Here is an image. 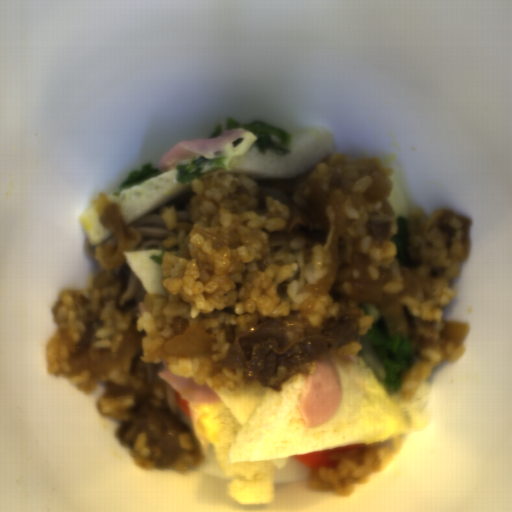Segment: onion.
<instances>
[{"label": "onion", "instance_id": "1", "mask_svg": "<svg viewBox=\"0 0 512 512\" xmlns=\"http://www.w3.org/2000/svg\"><path fill=\"white\" fill-rule=\"evenodd\" d=\"M144 336L143 330H138L135 323L125 330L123 343L115 352L105 348L72 351L69 358L71 369L63 373L64 378L71 379L82 371H88L89 378H99L120 370L141 352Z\"/></svg>", "mask_w": 512, "mask_h": 512}, {"label": "onion", "instance_id": "2", "mask_svg": "<svg viewBox=\"0 0 512 512\" xmlns=\"http://www.w3.org/2000/svg\"><path fill=\"white\" fill-rule=\"evenodd\" d=\"M350 293L352 301L359 304L374 306L383 315L387 333L408 336V319L406 317L399 296L388 295L383 283L376 281H355L351 284Z\"/></svg>", "mask_w": 512, "mask_h": 512}, {"label": "onion", "instance_id": "3", "mask_svg": "<svg viewBox=\"0 0 512 512\" xmlns=\"http://www.w3.org/2000/svg\"><path fill=\"white\" fill-rule=\"evenodd\" d=\"M214 338L200 326L187 328L182 335L164 342L163 349L176 357H194L210 354Z\"/></svg>", "mask_w": 512, "mask_h": 512}, {"label": "onion", "instance_id": "4", "mask_svg": "<svg viewBox=\"0 0 512 512\" xmlns=\"http://www.w3.org/2000/svg\"><path fill=\"white\" fill-rule=\"evenodd\" d=\"M330 204L332 207L333 214L336 219L335 224V230H334V236L332 239V242L330 244V251L332 255L330 267L328 269V272L324 278L319 280L318 282L314 283L310 287V291L313 293H321L327 290H330L332 283L334 281V278L336 276V273L338 271V249H339V243L340 240L345 238L346 234V228H347V222H346V215L345 211L338 199V197L334 195H329Z\"/></svg>", "mask_w": 512, "mask_h": 512}, {"label": "onion", "instance_id": "5", "mask_svg": "<svg viewBox=\"0 0 512 512\" xmlns=\"http://www.w3.org/2000/svg\"><path fill=\"white\" fill-rule=\"evenodd\" d=\"M470 329L466 322H444L440 333L441 339L454 342L457 346L462 344L469 336Z\"/></svg>", "mask_w": 512, "mask_h": 512}, {"label": "onion", "instance_id": "6", "mask_svg": "<svg viewBox=\"0 0 512 512\" xmlns=\"http://www.w3.org/2000/svg\"><path fill=\"white\" fill-rule=\"evenodd\" d=\"M92 203L96 207L97 211L101 213L111 205L107 197L102 193L98 199H94Z\"/></svg>", "mask_w": 512, "mask_h": 512}]
</instances>
